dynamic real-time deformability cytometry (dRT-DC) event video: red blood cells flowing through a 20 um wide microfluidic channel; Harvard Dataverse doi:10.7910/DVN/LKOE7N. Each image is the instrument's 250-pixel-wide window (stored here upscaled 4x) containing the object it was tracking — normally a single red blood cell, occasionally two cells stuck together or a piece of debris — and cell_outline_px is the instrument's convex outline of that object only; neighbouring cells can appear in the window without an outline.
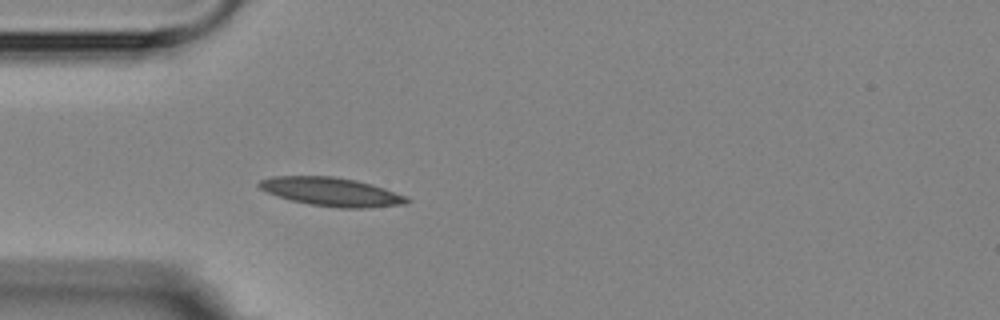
{"species": "Egyptian fruit bat (a non-hibernating species)", "species_latin": "Rousettus aegyptiacus", "temperature_condition": "room temperature", "stored_images_in_passage": 5, "camera_frame_rate_fps": 3000, "um_per_image_px": 0.085, "animal": {"sex": "female"}, "frame": {"image": 1, "passage_image": 5, "time_ms": 4.333, "image_size_px": [1000, 320], "cell_outline_px": [[412, 200], [404, 204], [368, 208], [340, 208], [312, 204], [292, 200], [268, 192], [260, 188], [256, 184], [260, 180], [272, 176], [332, 176], [356, 180], [372, 184], [384, 188], [404, 196]], "centroid_in_image_um": [28.18, 16.29], "position_along_channel_um": 56.8, "area_um2": 24.33}}